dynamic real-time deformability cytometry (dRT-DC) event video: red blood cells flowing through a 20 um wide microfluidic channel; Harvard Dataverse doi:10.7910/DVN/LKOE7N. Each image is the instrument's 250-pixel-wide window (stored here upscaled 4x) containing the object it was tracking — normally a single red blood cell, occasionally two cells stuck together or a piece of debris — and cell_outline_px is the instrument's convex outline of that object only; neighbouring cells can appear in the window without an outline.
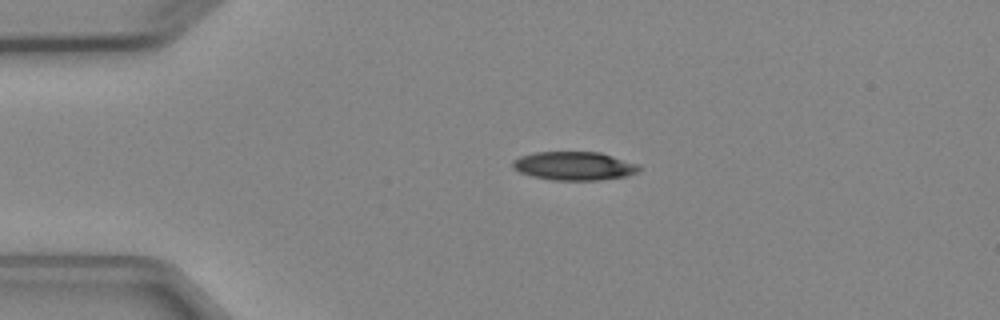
{"species": "Egyptian fruit bat (a non-hibernating species)", "species_latin": "Rousettus aegyptiacus", "temperature_condition": "cold", "stored_images_in_passage": 2, "camera_frame_rate_fps": 3000, "um_per_image_px": 0.085, "animal": {"sex": "female"}, "frame": {"image": 1, "passage_image": 1, "time_ms": 0.0, "image_size_px": [1000, 320], "cell_outline_px": [[640, 172], [628, 176], [600, 180], [552, 180], [532, 176], [520, 172], [512, 168], [512, 160], [520, 156], [536, 152], [600, 152], [640, 164]], "centroid_in_image_um": [48.84, 14.11], "position_along_channel_um": 36.2, "area_um2": 21.27}}